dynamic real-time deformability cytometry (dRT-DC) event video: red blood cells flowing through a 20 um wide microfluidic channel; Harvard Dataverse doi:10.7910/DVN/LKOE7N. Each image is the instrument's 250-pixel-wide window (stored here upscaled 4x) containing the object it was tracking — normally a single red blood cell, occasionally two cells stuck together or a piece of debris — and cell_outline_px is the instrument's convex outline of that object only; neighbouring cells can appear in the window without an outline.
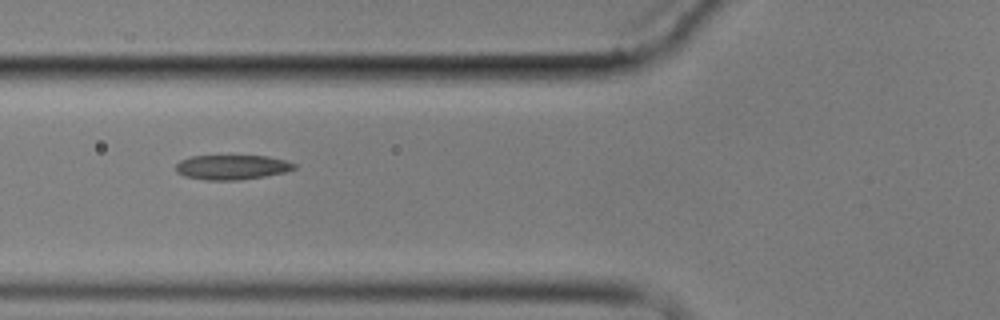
{"species": "common noctule bat (a hibernating species)", "species_latin": "Nyctalus noctula", "temperature_condition": "cold", "stored_images_in_passage": 6, "camera_frame_rate_fps": 3000, "um_per_image_px": 0.085, "animal": {"sex": "male", "body_mass_g": 17.9}, "frame": {"image": 1, "passage_image": 6, "time_ms": 5.667, "image_size_px": [1000, 320], "cell_outline_px": [[296, 168], [284, 172], [264, 176], [240, 180], [204, 180], [184, 176], [176, 172], [176, 164], [180, 160], [192, 156], [268, 156], [288, 160], [296, 164]], "centroid_in_image_um": [19.72, 14.21], "position_along_channel_um": 106.1, "area_um2": 17.11}}